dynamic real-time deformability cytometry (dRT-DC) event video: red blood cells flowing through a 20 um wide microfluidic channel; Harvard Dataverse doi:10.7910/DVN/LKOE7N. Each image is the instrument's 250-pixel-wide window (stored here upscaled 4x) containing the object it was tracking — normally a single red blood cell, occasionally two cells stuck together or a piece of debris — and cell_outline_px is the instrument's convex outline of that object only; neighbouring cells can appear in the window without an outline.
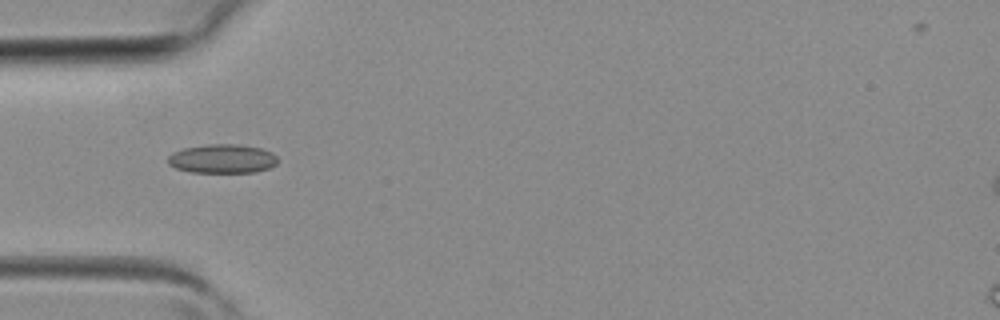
{"species": "common noctule bat (a hibernating species)", "species_latin": "Nyctalus noctula", "temperature_condition": "room temperature", "stored_images_in_passage": 4, "camera_frame_rate_fps": 3000, "um_per_image_px": 0.085, "animal": {"sex": "female", "body_mass_g": 19.3, "forearm_length_mm": 54.1}, "frame": {"image": 1, "passage_image": 3, "time_ms": 0.667, "image_size_px": [1000, 320], "cell_outline_px": [[276, 164], [268, 168], [256, 172], [192, 172], [176, 168], [168, 164], [168, 156], [172, 152], [184, 148], [208, 144], [236, 144], [260, 148], [272, 152], [276, 156]], "centroid_in_image_um": [18.88, 13.49], "position_along_channel_um": 66.1, "area_um2": 18.44}}
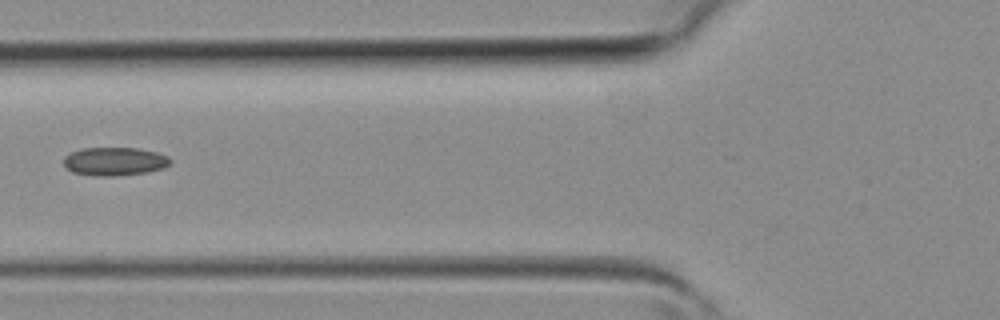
{"frame": {"image": 2, "passage_image": 4, "time_ms": 1.0, "image_size_px": [1000, 320], "cell_outline_px": [[172, 160], [164, 168], [148, 172], [116, 176], [100, 176], [72, 172], [64, 168], [64, 156], [80, 148], [136, 148], [156, 152], [168, 156]], "centroid_in_image_um": [9.73, 13.72], "position_along_channel_um": 116.1, "area_um2": 17.69}}